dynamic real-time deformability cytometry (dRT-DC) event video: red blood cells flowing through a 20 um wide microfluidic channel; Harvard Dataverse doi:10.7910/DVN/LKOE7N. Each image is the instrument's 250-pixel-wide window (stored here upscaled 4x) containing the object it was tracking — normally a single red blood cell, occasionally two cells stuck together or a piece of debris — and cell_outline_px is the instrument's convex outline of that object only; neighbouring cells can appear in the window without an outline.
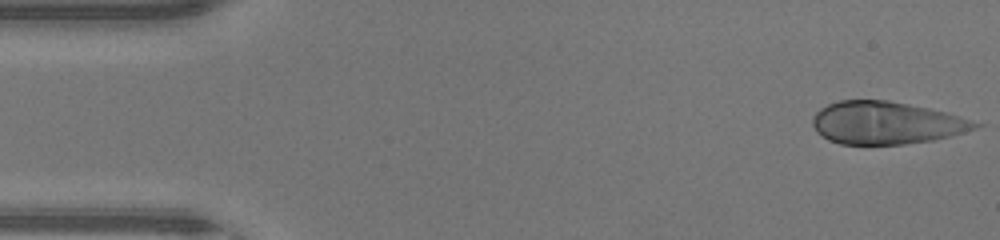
{"species": "human", "species_latin": "Homo sapiens", "temperature_condition": "warm", "stored_images_in_passage": 45, "camera_frame_rate_fps": 3000, "um_per_image_px": 0.085, "donor": {"sex": "male"}, "frame": {"image": 1, "passage_image": 1, "time_ms": 0.0, "image_size_px": [1000, 240], "cell_outline_px": [[984, 124], [976, 128], [964, 132], [932, 140], [904, 144], [840, 144], [828, 140], [816, 132], [812, 124], [812, 120], [816, 112], [820, 108], [828, 104], [840, 100], [888, 100], [928, 108], [944, 112]], "centroid_in_image_um": [75.28, 10.44], "position_along_channel_um": 9.7, "area_um2": 40.06}}
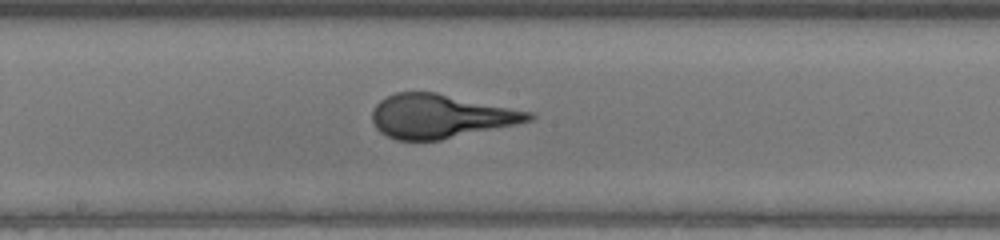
{"frame": {"image": 2, "passage_image": 23, "time_ms": 7.333, "image_size_px": [1000, 240], "cell_outline_px": [[536, 116], [532, 120], [516, 124], [440, 140], [396, 140], [380, 132], [376, 128], [372, 120], [372, 112], [376, 104], [380, 100], [396, 92], [436, 92], [536, 112]], "centroid_in_image_um": [37.47, 9.87], "position_along_channel_um": 210.7, "area_um2": 40.11}}
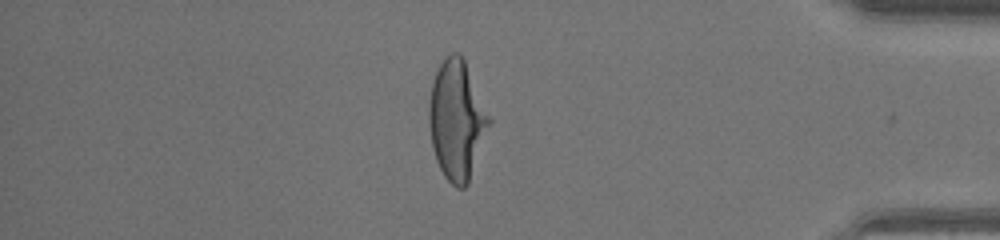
{"frame": {"image": 3, "passage_image": 38, "time_ms": 12.333, "image_size_px": [1000, 240], "cell_outline_px": [[492, 120], [468, 184], [464, 188], [456, 188], [444, 176], [436, 160], [432, 148], [428, 124], [428, 104], [432, 80], [440, 64], [452, 52], [456, 52], [464, 60]], "centroid_in_image_um": [38.81, 10.24], "position_along_channel_um": 396.4, "area_um2": 41.67}}